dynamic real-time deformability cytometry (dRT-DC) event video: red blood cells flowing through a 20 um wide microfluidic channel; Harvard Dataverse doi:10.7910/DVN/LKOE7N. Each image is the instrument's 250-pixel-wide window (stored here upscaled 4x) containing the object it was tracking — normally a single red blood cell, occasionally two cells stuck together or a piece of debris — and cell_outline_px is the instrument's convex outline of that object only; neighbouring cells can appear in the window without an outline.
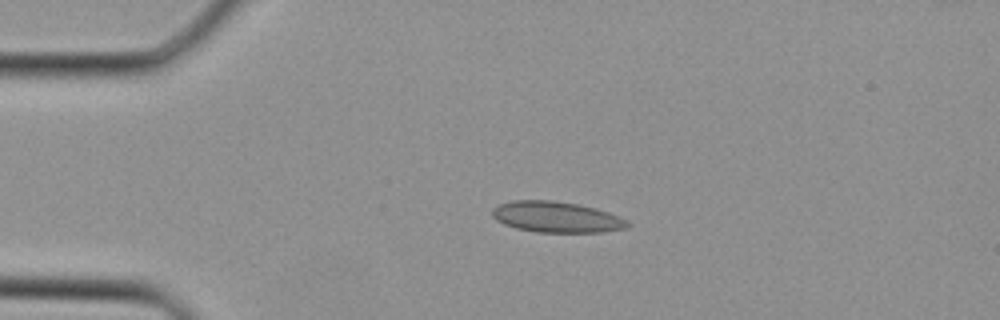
{"species": "Egyptian fruit bat (a non-hibernating species)", "species_latin": "Rousettus aegyptiacus", "temperature_condition": "cold", "stored_images_in_passage": 30, "camera_frame_rate_fps": 3000, "um_per_image_px": 0.085, "animal": {"sex": "female"}, "frame": {"image": 1, "passage_image": 2, "time_ms": 0.333, "image_size_px": [1000, 320], "cell_outline_px": [[632, 224], [628, 228], [600, 232], [536, 232], [516, 228], [504, 224], [496, 220], [492, 216], [492, 208], [500, 204], [512, 200], [552, 200], [580, 204], [596, 208], [620, 216], [628, 220]], "centroid_in_image_um": [47.33, 18.44], "position_along_channel_um": 37.7, "area_um2": 24.62}}
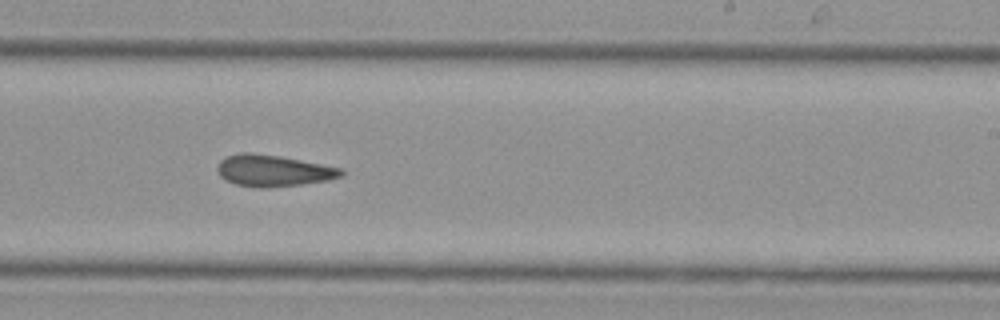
{"frame": {"image": 2, "passage_image": 16, "time_ms": 5.0, "image_size_px": [1000, 320], "cell_outline_px": [[344, 172], [340, 176], [328, 180], [300, 184], [260, 188], [236, 184], [220, 176], [216, 168], [220, 160], [228, 156], [244, 152], [252, 152], [280, 156], [344, 168]], "centroid_in_image_um": [23.23, 14.49], "position_along_channel_um": 265.8, "area_um2": 22.54}}
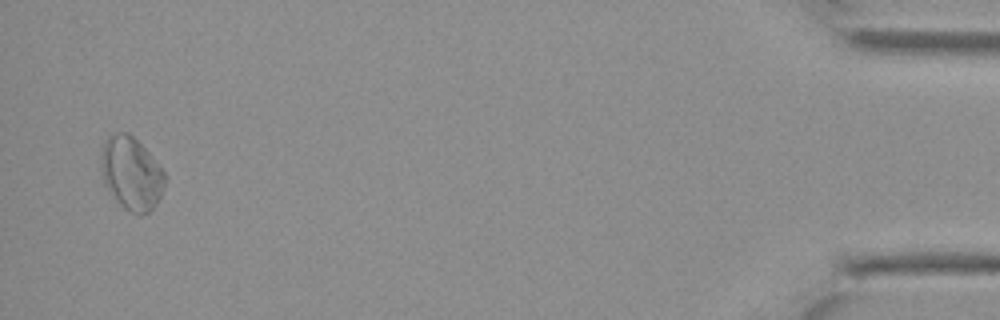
{"frame": {"image": 3, "passage_image": 29, "time_ms": 9.333, "image_size_px": [1000, 320], "cell_outline_px": [[168, 180], [160, 200], [148, 212], [140, 216], [124, 208], [108, 192], [104, 184], [100, 168], [100, 156], [104, 140], [108, 136], [116, 132], [128, 132], [148, 152], [168, 176]], "centroid_in_image_um": [11.17, 14.75], "position_along_channel_um": 424.0, "area_um2": 27.69}}